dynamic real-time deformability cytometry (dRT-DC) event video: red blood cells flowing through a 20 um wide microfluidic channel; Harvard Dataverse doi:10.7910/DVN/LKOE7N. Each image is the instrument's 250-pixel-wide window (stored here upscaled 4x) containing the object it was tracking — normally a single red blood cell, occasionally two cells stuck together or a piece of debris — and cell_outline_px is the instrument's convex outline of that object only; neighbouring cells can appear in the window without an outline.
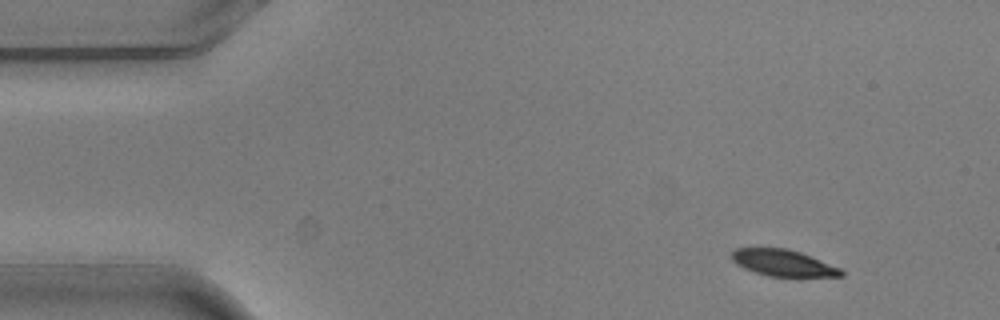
{"species": "common noctule bat (a hibernating species)", "species_latin": "Nyctalus noctula", "temperature_condition": "warm", "stored_images_in_passage": 10, "camera_frame_rate_fps": 3000, "um_per_image_px": 0.085, "animal": {"sex": "male", "body_mass_g": 20.5, "forearm_length_mm": 52.5}, "frame": {"image": 1, "passage_image": 1, "time_ms": 0.0, "image_size_px": [1000, 320], "cell_outline_px": [[844, 276], [768, 276], [744, 268], [736, 264], [728, 256], [736, 248], [788, 248], [800, 252], [840, 268], [844, 272]], "centroid_in_image_um": [66.52, 22.34], "position_along_channel_um": 18.5, "area_um2": 16.76}}
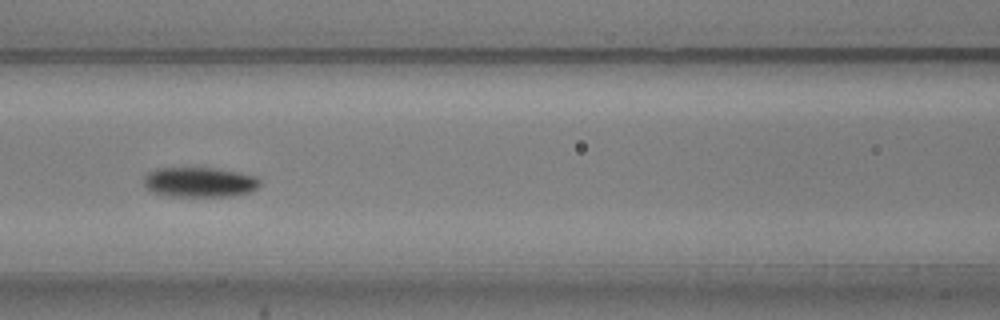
{"frame": {"image": 2, "passage_image": 6, "time_ms": 1.667, "image_size_px": [1000, 320], "cell_outline_px": [[260, 184], [256, 188], [248, 192], [232, 196], [168, 196], [152, 192], [144, 184], [144, 176], [148, 172], [156, 168], [216, 168], [256, 176], [260, 180]], "centroid_in_image_um": [16.94, 15.48], "position_along_channel_um": 149.7, "area_um2": 20.17}}
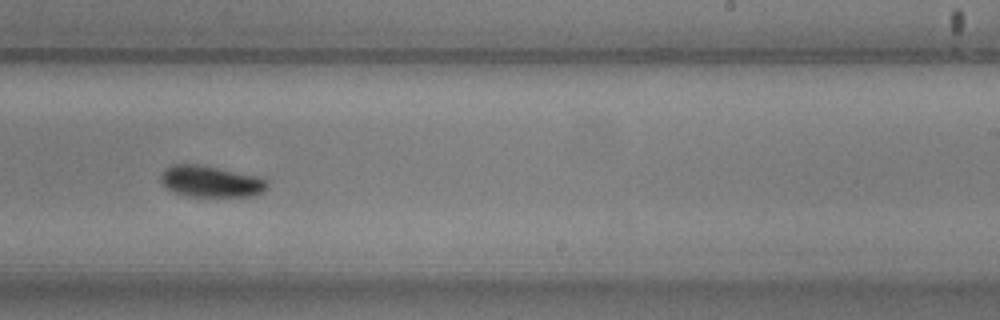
{"frame": {"image": 3, "passage_image": 9, "time_ms": 2.667, "image_size_px": [1000, 320], "cell_outline_px": [[268, 188], [264, 192], [256, 196], [188, 196], [172, 192], [164, 188], [160, 180], [160, 172], [164, 168], [172, 164], [200, 164], [260, 176], [268, 180]], "centroid_in_image_um": [17.91, 15.42], "position_along_channel_um": 271.1, "area_um2": 20.06}}